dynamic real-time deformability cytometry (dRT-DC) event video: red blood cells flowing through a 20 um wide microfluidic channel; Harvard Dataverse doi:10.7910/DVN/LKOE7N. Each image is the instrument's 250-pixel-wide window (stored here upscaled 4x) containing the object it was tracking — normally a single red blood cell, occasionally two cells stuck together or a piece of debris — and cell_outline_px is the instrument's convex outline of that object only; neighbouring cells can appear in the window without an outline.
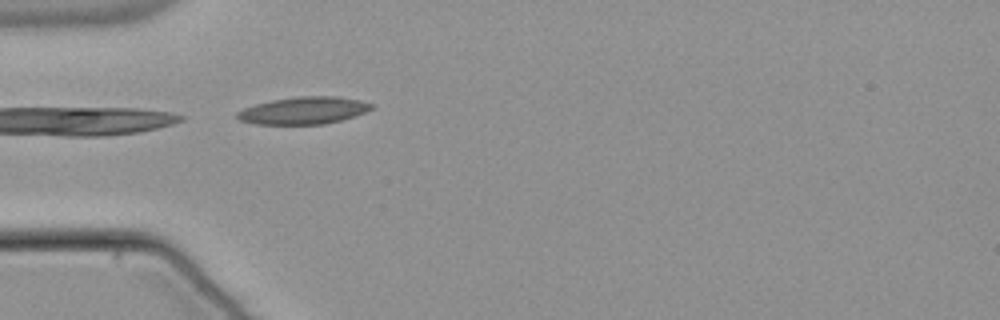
{"species": "common noctule bat (a hibernating species)", "species_latin": "Nyctalus noctula", "temperature_condition": "warm", "stored_images_in_passage": 4, "camera_frame_rate_fps": 3000, "um_per_image_px": 0.085, "animal": {"sex": "male", "body_mass_g": 21.5, "forearm_length_mm": 52.0}, "frame": {"image": 1, "passage_image": 1, "time_ms": 0.0, "image_size_px": [1000, 320], "cell_outline_px": [[372, 108], [356, 116], [324, 124], [256, 124], [240, 120], [236, 116], [236, 112], [244, 108], [256, 104], [272, 100], [300, 96], [336, 96], [360, 100], [372, 104]], "centroid_in_image_um": [25.8, 9.39], "position_along_channel_um": 59.2, "area_um2": 21.15}}